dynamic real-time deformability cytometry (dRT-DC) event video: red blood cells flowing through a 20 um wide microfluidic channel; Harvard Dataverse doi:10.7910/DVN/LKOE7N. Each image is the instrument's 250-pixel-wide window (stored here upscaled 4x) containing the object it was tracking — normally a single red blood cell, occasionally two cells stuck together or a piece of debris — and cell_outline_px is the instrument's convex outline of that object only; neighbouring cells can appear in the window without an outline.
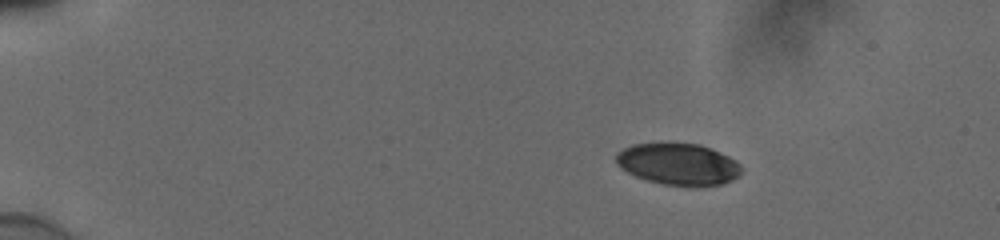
{"species": "human", "species_latin": "Homo sapiens", "temperature_condition": "cold", "stored_images_in_passage": 46, "camera_frame_rate_fps": 3000, "um_per_image_px": 0.085, "donor": {"sex": "male"}, "frame": {"image": 1, "passage_image": 1, "time_ms": 0.0, "image_size_px": [1000, 240], "cell_outline_px": [[744, 168], [732, 180], [724, 184], [696, 188], [692, 188], [664, 184], [648, 180], [636, 176], [628, 172], [616, 164], [616, 152], [632, 144], [660, 140], [668, 140], [700, 144], [720, 152], [736, 160]], "centroid_in_image_um": [57.65, 13.92], "position_along_channel_um": 27.3, "area_um2": 31.73}}
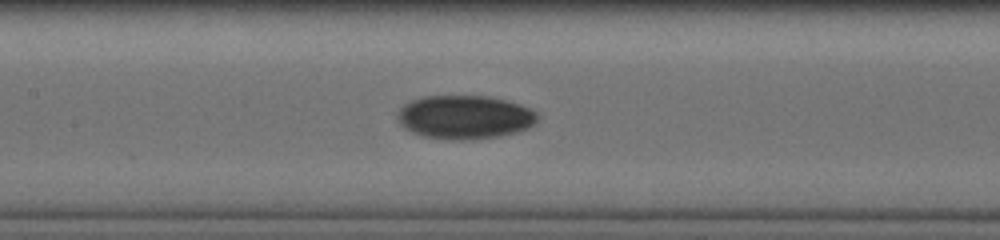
{"frame": {"image": 2, "passage_image": 20, "time_ms": 6.333, "image_size_px": [1000, 240], "cell_outline_px": [[536, 124], [528, 128], [516, 132], [500, 136], [472, 140], [444, 140], [420, 136], [404, 128], [400, 124], [396, 116], [396, 112], [404, 104], [412, 100], [424, 96], [488, 96], [520, 104], [536, 112]], "centroid_in_image_um": [39.46, 9.97], "position_along_channel_um": 167.9, "area_um2": 35.95}}
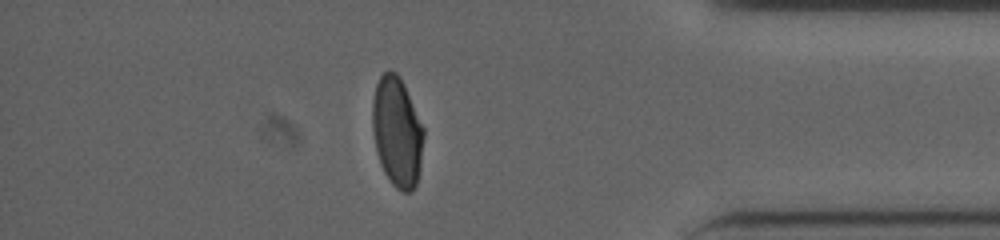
{"frame": {"image": 3, "passage_image": 40, "time_ms": 13.0, "image_size_px": [1000, 240], "cell_outline_px": [[424, 136], [420, 168], [416, 184], [412, 192], [400, 192], [392, 184], [384, 172], [380, 164], [376, 152], [372, 128], [372, 100], [376, 84], [380, 76], [388, 68], [396, 72], [400, 76], [404, 84], [424, 128]], "centroid_in_image_um": [33.74, 11.2], "position_along_channel_um": 401.5, "area_um2": 33.23}, "authors_computed_cell_mechanics": {"area_um2": 33.1194, "velocity_mm_per_s": 3.8629, "shape_relaxation_time_tau1_ms": 5.4839, "shape_relaxation_time_tau2_ms": 3.8285, "deformation_change_tau1": 0.1675, "deformation_change_tau2": 0.0385}}